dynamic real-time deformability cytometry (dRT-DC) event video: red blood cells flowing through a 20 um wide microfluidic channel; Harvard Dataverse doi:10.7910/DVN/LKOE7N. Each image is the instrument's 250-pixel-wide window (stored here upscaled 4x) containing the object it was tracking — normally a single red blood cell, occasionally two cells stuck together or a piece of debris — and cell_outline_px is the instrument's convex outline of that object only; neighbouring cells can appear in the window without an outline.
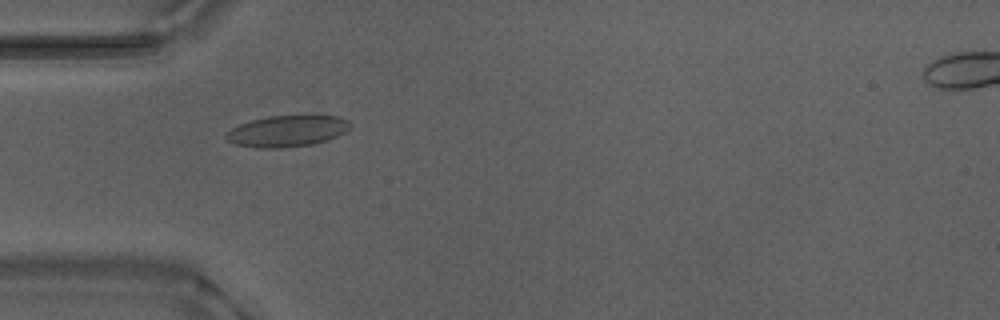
{"species": "Egyptian fruit bat (a non-hibernating species)", "species_latin": "Rousettus aegyptiacus", "temperature_condition": "warm", "stored_images_in_passage": 53, "camera_frame_rate_fps": 3000, "um_per_image_px": 0.085, "animal": {"sex": "male"}, "frame": {"image": 1, "passage_image": 16, "time_ms": 5.0, "image_size_px": [1000, 320], "cell_outline_px": [[352, 124], [344, 132], [336, 136], [312, 144], [280, 148], [256, 148], [236, 144], [228, 140], [224, 136], [224, 132], [240, 124], [252, 120], [268, 116], [340, 116], [348, 120]], "centroid_in_image_um": [24.37, 11.14], "position_along_channel_um": 60.6, "area_um2": 22.43}}
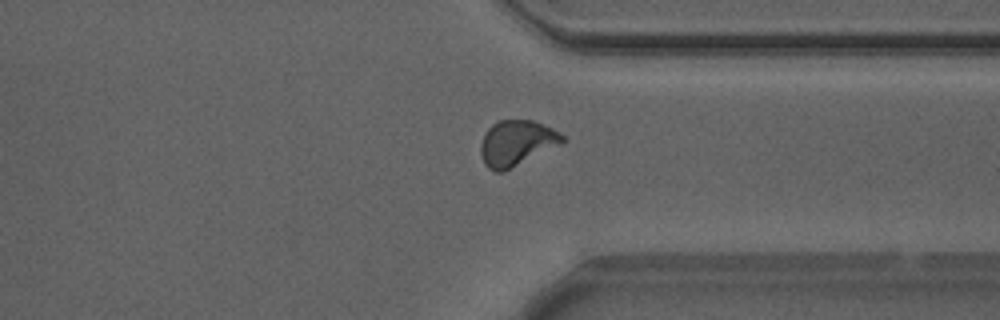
{"frame": {"image": 2, "passage_image": 40, "time_ms": 13.0, "image_size_px": [1000, 320], "cell_outline_px": [[568, 140], [504, 172], [496, 172], [488, 168], [484, 164], [480, 152], [480, 144], [488, 128], [492, 124], [500, 120], [532, 120], [544, 124], [560, 132]], "centroid_in_image_um": [43.91, 12.16], "position_along_channel_um": 367.5, "area_um2": 21.73}}
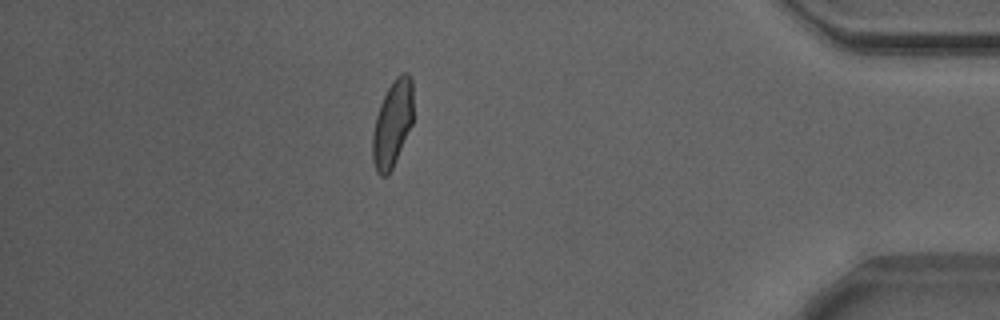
{"frame": {"image": 3, "passage_image": 46, "time_ms": 15.0, "image_size_px": [1000, 320], "cell_outline_px": [[412, 124], [396, 160], [388, 176], [380, 176], [376, 172], [372, 160], [372, 132], [376, 116], [380, 104], [392, 80], [400, 72], [408, 72], [412, 80]], "centroid_in_image_um": [33.34, 10.51], "position_along_channel_um": 401.9, "area_um2": 20.63}, "authors_computed_cell_mechanics": {"area_um2": 21.097, "velocity_mm_per_s": 3.8694, "shape_relaxation_time_tau1_ms": 4.4877, "shape_relaxation_time_tau2_ms": null, "deformation_change_tau1": 0.1088, "deformation_change_tau2": null}}